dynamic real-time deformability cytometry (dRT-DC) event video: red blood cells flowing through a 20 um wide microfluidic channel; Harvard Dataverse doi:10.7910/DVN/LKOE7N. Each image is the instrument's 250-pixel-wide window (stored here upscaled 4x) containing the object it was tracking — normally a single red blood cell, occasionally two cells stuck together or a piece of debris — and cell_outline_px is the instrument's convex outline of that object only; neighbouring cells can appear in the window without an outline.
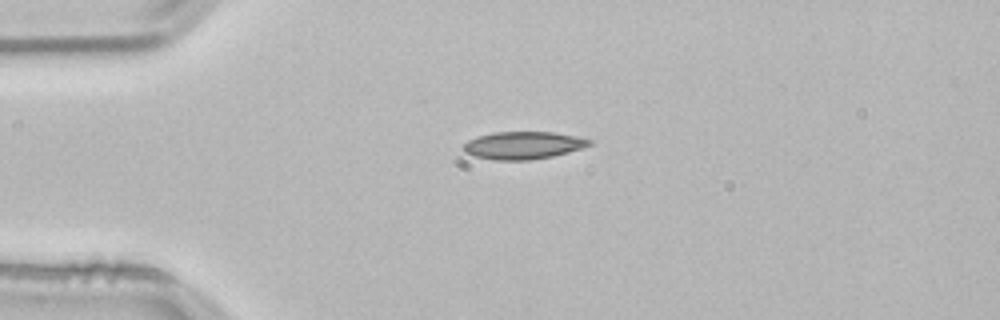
{"species": "common noctule bat (a hibernating species)", "species_latin": "Nyctalus noctula", "temperature_condition": "room temperature", "stored_images_in_passage": 41, "camera_frame_rate_fps": 3000, "um_per_image_px": 0.085, "animal": {"sex": "male", "body_mass_g": 21.5, "forearm_length_mm": 52.0}, "frame": {"image": 1, "passage_image": 1, "time_ms": 0.0, "image_size_px": [1000, 320], "cell_outline_px": [[592, 144], [584, 148], [552, 156], [532, 160], [492, 160], [476, 156], [464, 152], [464, 144], [468, 140], [492, 132], [552, 132], [592, 140]], "centroid_in_image_um": [44.47, 12.36], "position_along_channel_um": 40.5, "area_um2": 20.06}}
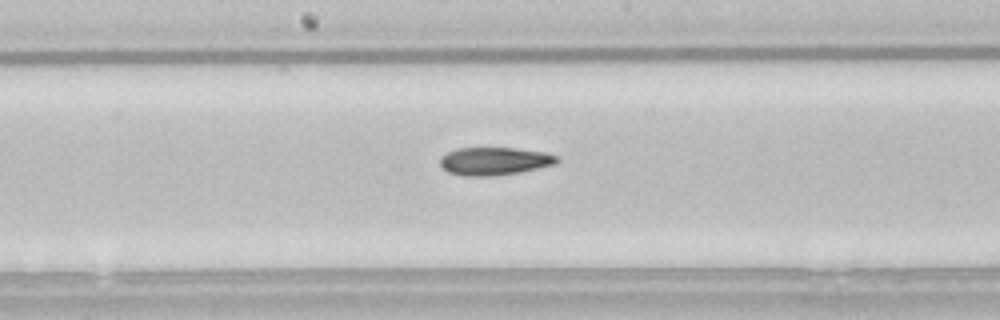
{"frame": {"image": 2, "passage_image": 16, "time_ms": 5.0, "image_size_px": [1000, 320], "cell_outline_px": [[560, 160], [556, 164], [520, 172], [492, 176], [464, 176], [448, 172], [440, 164], [440, 160], [448, 152], [456, 148], [516, 148], [544, 152], [556, 156]], "centroid_in_image_um": [42.04, 13.7], "position_along_channel_um": 206.2, "area_um2": 18.9}}
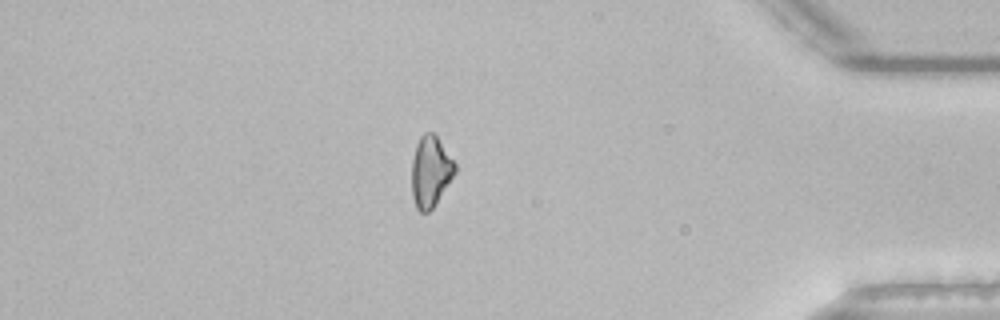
{"frame": {"image": 3, "passage_image": 34, "time_ms": 11.0, "image_size_px": [1000, 320], "cell_outline_px": [[456, 172], [432, 208], [428, 212], [420, 212], [416, 208], [412, 196], [412, 160], [416, 144], [420, 136], [424, 132], [432, 132], [436, 136], [456, 164]], "centroid_in_image_um": [36.58, 14.57], "position_along_channel_um": 398.6, "area_um2": 17.69}, "authors_computed_cell_mechanics": {"area_um2": 18.785, "velocity_mm_per_s": 3.8274, "shape_relaxation_time_tau1_ms": 9.6814, "shape_relaxation_time_tau2_ms": null, "deformation_change_tau1": 0.1729, "deformation_change_tau2": null}}